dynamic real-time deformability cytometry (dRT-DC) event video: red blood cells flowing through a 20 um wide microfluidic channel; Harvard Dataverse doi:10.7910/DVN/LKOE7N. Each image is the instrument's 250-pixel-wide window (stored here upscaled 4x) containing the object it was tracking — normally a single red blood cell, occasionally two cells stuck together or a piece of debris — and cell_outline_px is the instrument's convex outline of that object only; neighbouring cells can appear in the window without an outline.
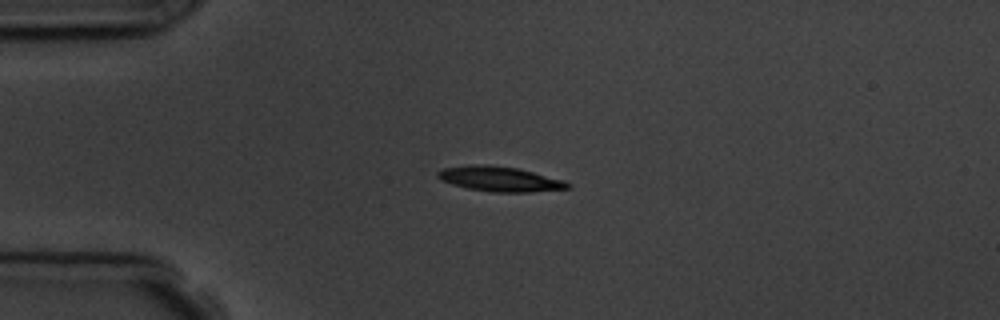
{"species": "common noctule bat (a hibernating species)", "species_latin": "Nyctalus noctula", "temperature_condition": "room temperature", "stored_images_in_passage": 8, "camera_frame_rate_fps": 3000, "um_per_image_px": 0.085, "animal": {"sex": "male", "body_mass_g": 19.5, "forearm_length_mm": 54.6}, "frame": {"image": 1, "passage_image": 3, "time_ms": 2.333, "image_size_px": [1000, 320], "cell_outline_px": [[572, 188], [532, 192], [492, 192], [468, 188], [452, 184], [440, 180], [436, 176], [436, 172], [440, 168], [468, 164], [484, 164], [516, 168], [564, 180], [572, 184]], "centroid_in_image_um": [42.45, 15.21], "position_along_channel_um": 42.6, "area_um2": 19.07}}